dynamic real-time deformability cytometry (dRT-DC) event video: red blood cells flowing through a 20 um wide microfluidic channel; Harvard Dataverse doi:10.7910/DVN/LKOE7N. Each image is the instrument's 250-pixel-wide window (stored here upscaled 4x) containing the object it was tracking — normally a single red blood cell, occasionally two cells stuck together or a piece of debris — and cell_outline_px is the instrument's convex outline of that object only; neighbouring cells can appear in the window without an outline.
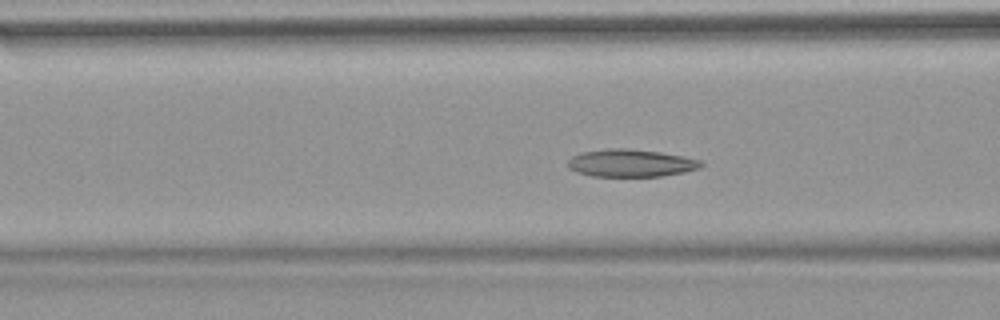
{"species": "common noctule bat (a hibernating species)", "species_latin": "Nyctalus noctula", "temperature_condition": "warm", "stored_images_in_passage": 54, "camera_frame_rate_fps": 3000, "um_per_image_px": 0.085, "animal": {"sex": "female", "body_mass_g": 18.4}, "frame": {"image": 1, "passage_image": 21, "time_ms": 6.667, "image_size_px": [1000, 320], "cell_outline_px": [[704, 164], [700, 168], [684, 172], [660, 176], [592, 176], [576, 172], [568, 168], [568, 160], [572, 156], [580, 152], [608, 148], [628, 148], [660, 152], [684, 156], [700, 160]], "centroid_in_image_um": [53.6, 13.85], "position_along_channel_um": 113.0, "area_um2": 21.5}}
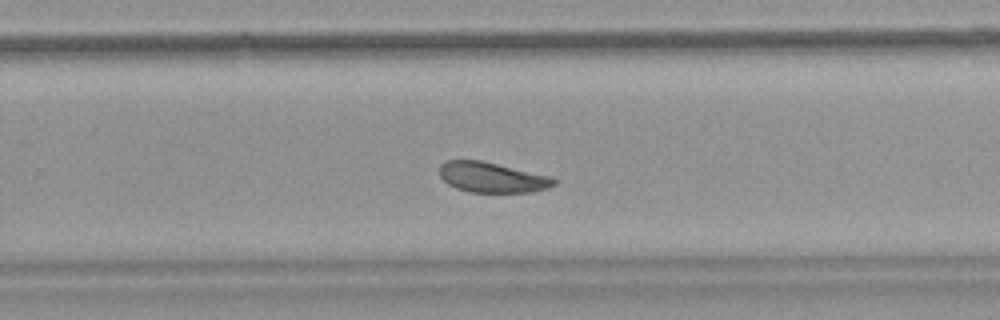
{"frame": {"image": 2, "passage_image": 35, "time_ms": 11.333, "image_size_px": [1000, 320], "cell_outline_px": [[556, 184], [548, 188], [532, 192], [468, 192], [456, 188], [448, 184], [440, 176], [440, 164], [448, 160], [480, 160], [552, 176], [556, 180]], "centroid_in_image_um": [41.84, 15.08], "position_along_channel_um": 288.0, "area_um2": 20.23}}
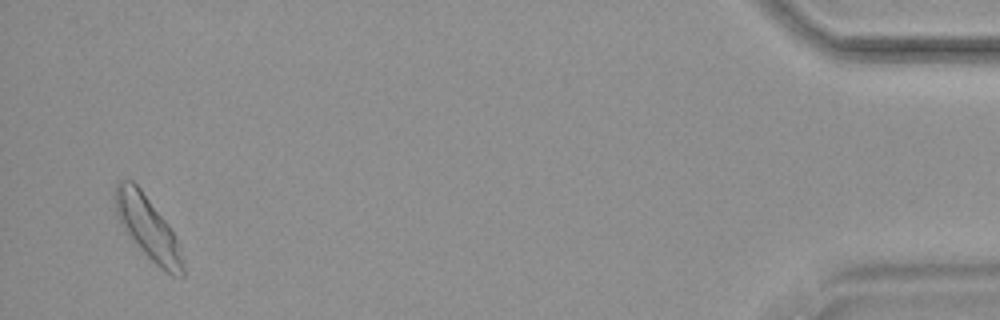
{"frame": {"image": 3, "passage_image": 52, "time_ms": 17.0, "image_size_px": [1000, 320], "cell_outline_px": [[184, 276], [172, 276], [160, 268], [140, 248], [124, 228], [116, 212], [116, 184], [120, 180], [132, 180], [140, 188], [168, 224], [180, 248], [184, 268]], "centroid_in_image_um": [12.59, 19.37], "position_along_channel_um": 422.6, "area_um2": 23.93}, "authors_computed_cell_mechanics": {"area_um2": 21.964, "velocity_mm_per_s": 3.7594, "shape_relaxation_time_tau1_ms": 5.8837, "shape_relaxation_time_tau2_ms": 4.523, "deformation_change_tau1": 0.121, "deformation_change_tau2": 0.1181}}